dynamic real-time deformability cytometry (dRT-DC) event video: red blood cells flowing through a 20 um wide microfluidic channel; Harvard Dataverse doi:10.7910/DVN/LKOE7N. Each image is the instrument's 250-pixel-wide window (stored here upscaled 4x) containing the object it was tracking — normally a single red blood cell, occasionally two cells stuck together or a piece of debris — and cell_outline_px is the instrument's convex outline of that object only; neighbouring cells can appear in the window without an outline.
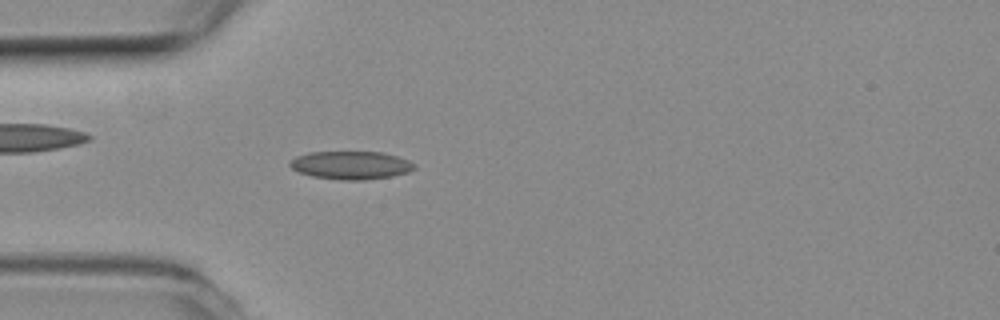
{"species": "common noctule bat (a hibernating species)", "species_latin": "Nyctalus noctula", "temperature_condition": "room temperature", "stored_images_in_passage": 5, "camera_frame_rate_fps": 3000, "um_per_image_px": 0.085, "animal": {"sex": "female", "body_mass_g": 19.3, "forearm_length_mm": 54.1}, "frame": {"image": 1, "passage_image": 5, "time_ms": 1.333, "image_size_px": [1000, 320], "cell_outline_px": [[416, 168], [408, 172], [392, 176], [364, 180], [340, 180], [312, 176], [300, 172], [292, 168], [288, 164], [288, 160], [296, 156], [308, 152], [384, 152], [408, 160], [416, 164]], "centroid_in_image_um": [29.82, 14.04], "position_along_channel_um": 55.2, "area_um2": 20.52}}